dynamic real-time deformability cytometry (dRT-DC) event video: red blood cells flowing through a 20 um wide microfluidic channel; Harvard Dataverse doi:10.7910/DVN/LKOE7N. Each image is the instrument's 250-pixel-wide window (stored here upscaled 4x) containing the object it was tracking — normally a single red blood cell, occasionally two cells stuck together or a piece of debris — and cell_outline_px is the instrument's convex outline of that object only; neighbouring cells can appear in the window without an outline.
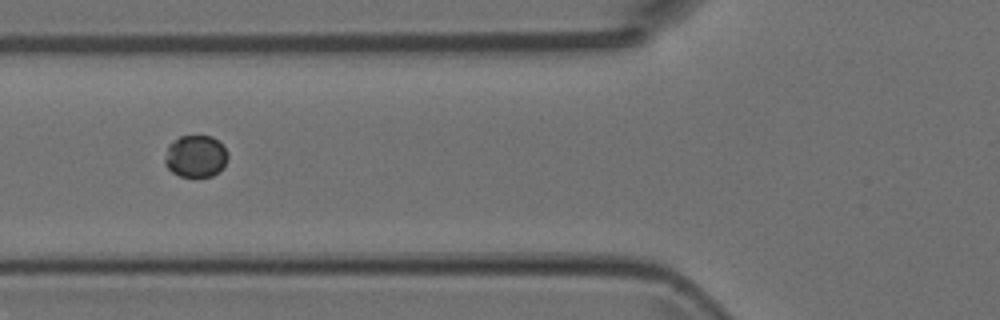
{"species": "Egyptian fruit bat (a non-hibernating species)", "species_latin": "Rousettus aegyptiacus", "temperature_condition": "room temperature", "stored_images_in_passage": 10, "camera_frame_rate_fps": 3000, "um_per_image_px": 0.085, "animal": {"sex": "female"}, "frame": {"image": 1, "passage_image": 6, "time_ms": 1.667, "image_size_px": [1000, 320], "cell_outline_px": [[228, 160], [224, 168], [220, 172], [212, 176], [180, 176], [172, 172], [164, 164], [164, 160], [168, 144], [180, 136], [212, 136], [224, 148], [228, 156]], "centroid_in_image_um": [16.63, 13.29], "position_along_channel_um": 109.2, "area_um2": 15.49}}
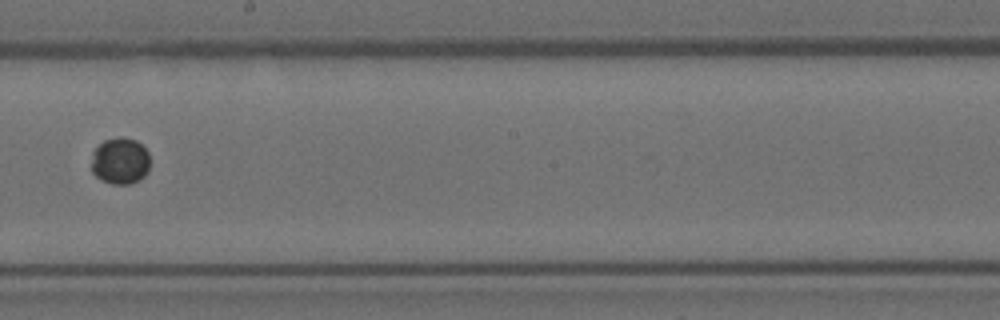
{"frame": {"image": 2, "passage_image": 9, "time_ms": 2.667, "image_size_px": [1000, 320], "cell_outline_px": [[148, 172], [140, 180], [132, 184], [112, 184], [96, 176], [92, 172], [92, 152], [104, 140], [136, 140], [148, 152]], "centroid_in_image_um": [10.22, 13.74], "position_along_channel_um": 238.0, "area_um2": 15.43}}
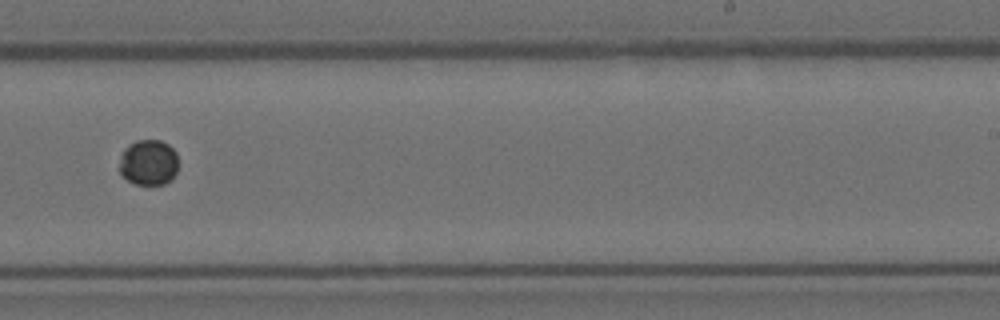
{"frame": {"image": 3, "passage_image": 10, "time_ms": 3.0, "image_size_px": [1000, 320], "cell_outline_px": [[176, 172], [172, 180], [164, 184], [132, 184], [120, 172], [120, 156], [124, 148], [128, 144], [136, 140], [160, 140], [168, 144], [176, 152]], "centroid_in_image_um": [12.61, 13.8], "position_along_channel_um": 276.4, "area_um2": 15.72}}